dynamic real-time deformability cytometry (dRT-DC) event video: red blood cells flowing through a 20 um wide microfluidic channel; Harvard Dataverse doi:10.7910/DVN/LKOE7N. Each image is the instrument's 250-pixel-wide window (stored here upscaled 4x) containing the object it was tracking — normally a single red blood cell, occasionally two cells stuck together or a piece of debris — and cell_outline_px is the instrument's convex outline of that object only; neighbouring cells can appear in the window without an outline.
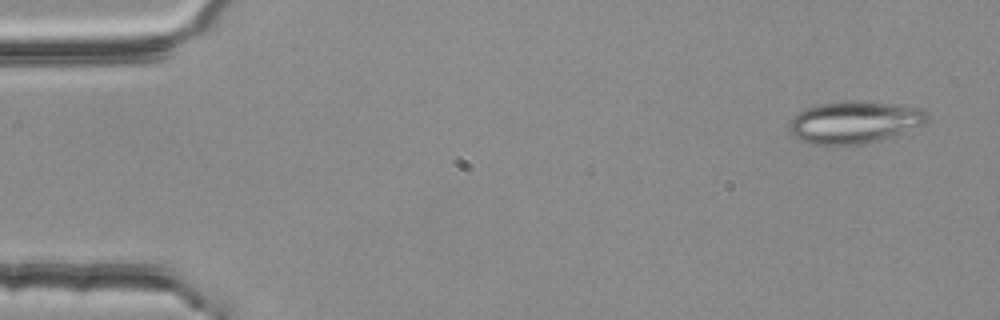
{"species": "common noctule bat (a hibernating species)", "species_latin": "Nyctalus noctula", "temperature_condition": "room temperature", "stored_images_in_passage": 3, "camera_frame_rate_fps": 3000, "um_per_image_px": 0.085, "animal": {"sex": "female", "body_mass_g": 25.1}, "frame": {"image": 1, "passage_image": 3, "time_ms": 0.667, "image_size_px": [1000, 320], "cell_outline_px": [[928, 120], [924, 124], [876, 140], [856, 144], [812, 144], [800, 140], [792, 136], [788, 128], [788, 124], [792, 116], [808, 108], [824, 104], [852, 100], [896, 104], [924, 108], [928, 112]], "centroid_in_image_um": [72.6, 10.37], "position_along_channel_um": 12.4, "area_um2": 33.35}}